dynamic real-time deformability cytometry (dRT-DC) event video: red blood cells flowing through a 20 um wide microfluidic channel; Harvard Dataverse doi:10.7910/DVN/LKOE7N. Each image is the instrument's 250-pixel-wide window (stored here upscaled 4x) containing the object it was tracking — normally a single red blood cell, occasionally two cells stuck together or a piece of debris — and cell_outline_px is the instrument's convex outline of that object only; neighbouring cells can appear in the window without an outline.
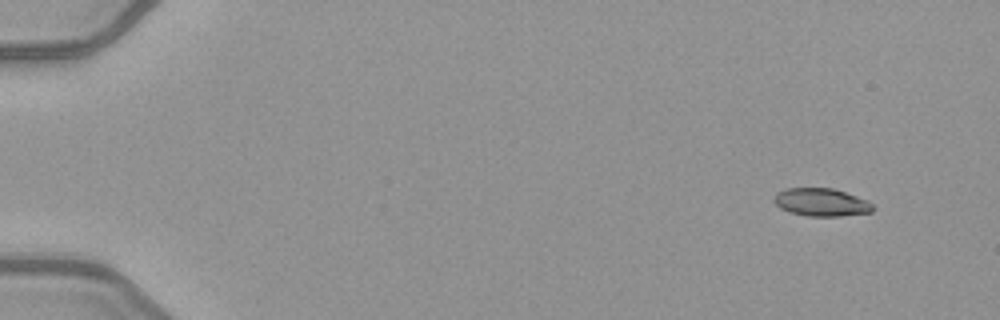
{"species": "common noctule bat (a hibernating species)", "species_latin": "Nyctalus noctula", "temperature_condition": "warm", "stored_images_in_passage": 50, "camera_frame_rate_fps": 3000, "um_per_image_px": 0.085, "animal": {"sex": "female", "body_mass_g": 21.9}, "frame": {"image": 1, "passage_image": 4, "time_ms": 1.0, "image_size_px": [1000, 320], "cell_outline_px": [[876, 208], [872, 212], [840, 216], [808, 216], [788, 212], [780, 208], [772, 200], [776, 192], [788, 188], [832, 188], [868, 200]], "centroid_in_image_um": [69.8, 17.2], "position_along_channel_um": 15.2, "area_um2": 16.18}}
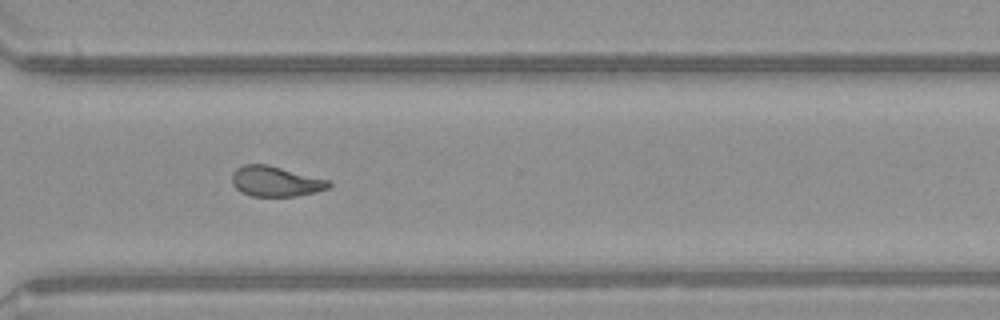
{"frame": {"image": 2, "passage_image": 38, "time_ms": 12.333, "image_size_px": [1000, 320], "cell_outline_px": [[332, 184], [328, 188], [316, 192], [296, 196], [252, 196], [240, 192], [232, 184], [232, 172], [236, 168], [244, 164], [268, 164], [328, 180]], "centroid_in_image_um": [23.39, 15.41], "position_along_channel_um": 347.2, "area_um2": 17.11}}
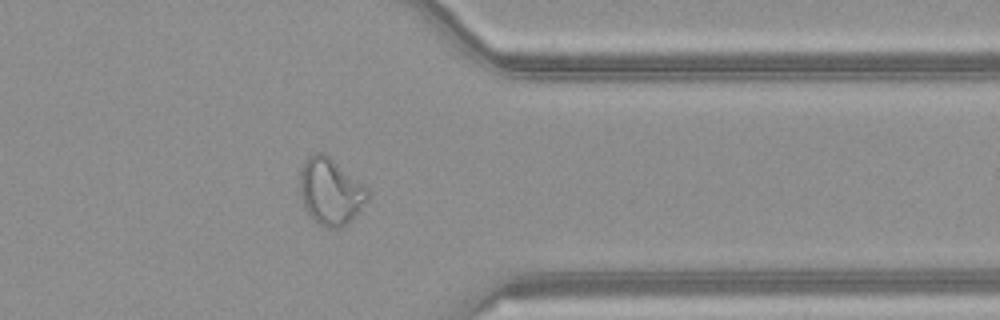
{"frame": {"image": 3, "passage_image": 41, "time_ms": 13.333, "image_size_px": [1000, 320], "cell_outline_px": [[368, 200], [348, 224], [340, 228], [328, 228], [320, 224], [304, 208], [300, 192], [300, 172], [308, 156], [312, 152], [324, 152], [368, 188]], "centroid_in_image_um": [28.1, 16.27], "position_along_channel_um": 383.3, "area_um2": 26.13}, "authors_computed_cell_mechanics": {"area_um2": 19.2185, "velocity_mm_per_s": 4.1715, "shape_relaxation_time_tau1_ms": null, "shape_relaxation_time_tau2_ms": 1.5348, "deformation_change_tau1": null, "deformation_change_tau2": 0.08}}